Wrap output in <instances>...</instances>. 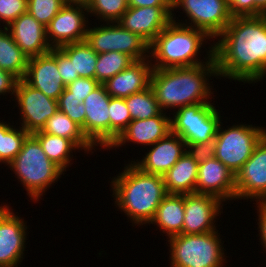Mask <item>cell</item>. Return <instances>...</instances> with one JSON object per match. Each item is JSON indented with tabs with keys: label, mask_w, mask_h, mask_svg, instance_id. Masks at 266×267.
<instances>
[{
	"label": "cell",
	"mask_w": 266,
	"mask_h": 267,
	"mask_svg": "<svg viewBox=\"0 0 266 267\" xmlns=\"http://www.w3.org/2000/svg\"><path fill=\"white\" fill-rule=\"evenodd\" d=\"M186 151L198 164L206 162L215 157V138L207 142L186 144Z\"/></svg>",
	"instance_id": "cell-39"
},
{
	"label": "cell",
	"mask_w": 266,
	"mask_h": 267,
	"mask_svg": "<svg viewBox=\"0 0 266 267\" xmlns=\"http://www.w3.org/2000/svg\"><path fill=\"white\" fill-rule=\"evenodd\" d=\"M184 222V195L167 194L149 223L157 225L168 238L182 234Z\"/></svg>",
	"instance_id": "cell-25"
},
{
	"label": "cell",
	"mask_w": 266,
	"mask_h": 267,
	"mask_svg": "<svg viewBox=\"0 0 266 267\" xmlns=\"http://www.w3.org/2000/svg\"><path fill=\"white\" fill-rule=\"evenodd\" d=\"M4 121V136H2L0 164L8 166L22 149L23 142L29 135L22 127L10 125Z\"/></svg>",
	"instance_id": "cell-32"
},
{
	"label": "cell",
	"mask_w": 266,
	"mask_h": 267,
	"mask_svg": "<svg viewBox=\"0 0 266 267\" xmlns=\"http://www.w3.org/2000/svg\"><path fill=\"white\" fill-rule=\"evenodd\" d=\"M99 85L95 79L79 77L65 88L68 90V97H75L82 103Z\"/></svg>",
	"instance_id": "cell-38"
},
{
	"label": "cell",
	"mask_w": 266,
	"mask_h": 267,
	"mask_svg": "<svg viewBox=\"0 0 266 267\" xmlns=\"http://www.w3.org/2000/svg\"><path fill=\"white\" fill-rule=\"evenodd\" d=\"M105 24L97 26L96 23V27L87 30L85 41L96 53L122 52L135 61L149 58V44L138 34L126 30L118 22Z\"/></svg>",
	"instance_id": "cell-10"
},
{
	"label": "cell",
	"mask_w": 266,
	"mask_h": 267,
	"mask_svg": "<svg viewBox=\"0 0 266 267\" xmlns=\"http://www.w3.org/2000/svg\"><path fill=\"white\" fill-rule=\"evenodd\" d=\"M110 95L103 84L93 90L82 102L86 109L85 136L96 147L110 148Z\"/></svg>",
	"instance_id": "cell-16"
},
{
	"label": "cell",
	"mask_w": 266,
	"mask_h": 267,
	"mask_svg": "<svg viewBox=\"0 0 266 267\" xmlns=\"http://www.w3.org/2000/svg\"><path fill=\"white\" fill-rule=\"evenodd\" d=\"M222 205V206H221ZM223 201L209 194H184L182 234L216 231V219L223 212ZM220 213V214H219Z\"/></svg>",
	"instance_id": "cell-15"
},
{
	"label": "cell",
	"mask_w": 266,
	"mask_h": 267,
	"mask_svg": "<svg viewBox=\"0 0 266 267\" xmlns=\"http://www.w3.org/2000/svg\"><path fill=\"white\" fill-rule=\"evenodd\" d=\"M57 66L65 86L79 78V76H74L73 63L59 48H57Z\"/></svg>",
	"instance_id": "cell-40"
},
{
	"label": "cell",
	"mask_w": 266,
	"mask_h": 267,
	"mask_svg": "<svg viewBox=\"0 0 266 267\" xmlns=\"http://www.w3.org/2000/svg\"><path fill=\"white\" fill-rule=\"evenodd\" d=\"M195 193L209 194L221 199L235 200V174L216 157L200 163Z\"/></svg>",
	"instance_id": "cell-19"
},
{
	"label": "cell",
	"mask_w": 266,
	"mask_h": 267,
	"mask_svg": "<svg viewBox=\"0 0 266 267\" xmlns=\"http://www.w3.org/2000/svg\"><path fill=\"white\" fill-rule=\"evenodd\" d=\"M172 8V21L204 31L213 42L232 20L228 0H173ZM177 8L183 9L188 20H176Z\"/></svg>",
	"instance_id": "cell-9"
},
{
	"label": "cell",
	"mask_w": 266,
	"mask_h": 267,
	"mask_svg": "<svg viewBox=\"0 0 266 267\" xmlns=\"http://www.w3.org/2000/svg\"><path fill=\"white\" fill-rule=\"evenodd\" d=\"M166 114L167 112L161 111L157 116L148 119L132 120L108 150L113 148L116 150V148L125 146L130 142L141 146L144 145V148L154 145L171 132V114L168 116Z\"/></svg>",
	"instance_id": "cell-21"
},
{
	"label": "cell",
	"mask_w": 266,
	"mask_h": 267,
	"mask_svg": "<svg viewBox=\"0 0 266 267\" xmlns=\"http://www.w3.org/2000/svg\"><path fill=\"white\" fill-rule=\"evenodd\" d=\"M214 59L220 77L249 84L266 78V15L232 17L216 38Z\"/></svg>",
	"instance_id": "cell-1"
},
{
	"label": "cell",
	"mask_w": 266,
	"mask_h": 267,
	"mask_svg": "<svg viewBox=\"0 0 266 267\" xmlns=\"http://www.w3.org/2000/svg\"><path fill=\"white\" fill-rule=\"evenodd\" d=\"M199 164L187 153L163 175L167 194H192L195 186Z\"/></svg>",
	"instance_id": "cell-24"
},
{
	"label": "cell",
	"mask_w": 266,
	"mask_h": 267,
	"mask_svg": "<svg viewBox=\"0 0 266 267\" xmlns=\"http://www.w3.org/2000/svg\"><path fill=\"white\" fill-rule=\"evenodd\" d=\"M235 184V200L266 201V134L236 173Z\"/></svg>",
	"instance_id": "cell-14"
},
{
	"label": "cell",
	"mask_w": 266,
	"mask_h": 267,
	"mask_svg": "<svg viewBox=\"0 0 266 267\" xmlns=\"http://www.w3.org/2000/svg\"><path fill=\"white\" fill-rule=\"evenodd\" d=\"M212 76L219 79L214 58L206 64L192 67L153 69L150 87L160 109L165 112L167 109L212 102L214 91H211L212 82H209Z\"/></svg>",
	"instance_id": "cell-2"
},
{
	"label": "cell",
	"mask_w": 266,
	"mask_h": 267,
	"mask_svg": "<svg viewBox=\"0 0 266 267\" xmlns=\"http://www.w3.org/2000/svg\"><path fill=\"white\" fill-rule=\"evenodd\" d=\"M18 79L11 73L0 69V96L10 93V96H15V88Z\"/></svg>",
	"instance_id": "cell-43"
},
{
	"label": "cell",
	"mask_w": 266,
	"mask_h": 267,
	"mask_svg": "<svg viewBox=\"0 0 266 267\" xmlns=\"http://www.w3.org/2000/svg\"><path fill=\"white\" fill-rule=\"evenodd\" d=\"M109 118L111 147V145L119 138L132 121L124 98L110 97Z\"/></svg>",
	"instance_id": "cell-34"
},
{
	"label": "cell",
	"mask_w": 266,
	"mask_h": 267,
	"mask_svg": "<svg viewBox=\"0 0 266 267\" xmlns=\"http://www.w3.org/2000/svg\"><path fill=\"white\" fill-rule=\"evenodd\" d=\"M59 49L73 63L74 76L95 79L98 53L86 41L66 44Z\"/></svg>",
	"instance_id": "cell-29"
},
{
	"label": "cell",
	"mask_w": 266,
	"mask_h": 267,
	"mask_svg": "<svg viewBox=\"0 0 266 267\" xmlns=\"http://www.w3.org/2000/svg\"><path fill=\"white\" fill-rule=\"evenodd\" d=\"M135 60L122 52L111 51L98 54L95 80L100 84L129 67Z\"/></svg>",
	"instance_id": "cell-30"
},
{
	"label": "cell",
	"mask_w": 266,
	"mask_h": 267,
	"mask_svg": "<svg viewBox=\"0 0 266 267\" xmlns=\"http://www.w3.org/2000/svg\"><path fill=\"white\" fill-rule=\"evenodd\" d=\"M220 122L216 141L215 157L228 167L235 175L250 158L255 146L266 134L265 127L252 124H235L227 129Z\"/></svg>",
	"instance_id": "cell-7"
},
{
	"label": "cell",
	"mask_w": 266,
	"mask_h": 267,
	"mask_svg": "<svg viewBox=\"0 0 266 267\" xmlns=\"http://www.w3.org/2000/svg\"><path fill=\"white\" fill-rule=\"evenodd\" d=\"M8 167L35 203L62 174L64 176V171L46 156L33 134L26 137L22 149Z\"/></svg>",
	"instance_id": "cell-5"
},
{
	"label": "cell",
	"mask_w": 266,
	"mask_h": 267,
	"mask_svg": "<svg viewBox=\"0 0 266 267\" xmlns=\"http://www.w3.org/2000/svg\"><path fill=\"white\" fill-rule=\"evenodd\" d=\"M58 110L66 114L72 121L76 122L82 127L85 134V115L86 109L83 103L79 102V99L75 97H68V90L64 88L63 93L59 96Z\"/></svg>",
	"instance_id": "cell-36"
},
{
	"label": "cell",
	"mask_w": 266,
	"mask_h": 267,
	"mask_svg": "<svg viewBox=\"0 0 266 267\" xmlns=\"http://www.w3.org/2000/svg\"><path fill=\"white\" fill-rule=\"evenodd\" d=\"M130 7L172 6V0H130Z\"/></svg>",
	"instance_id": "cell-44"
},
{
	"label": "cell",
	"mask_w": 266,
	"mask_h": 267,
	"mask_svg": "<svg viewBox=\"0 0 266 267\" xmlns=\"http://www.w3.org/2000/svg\"><path fill=\"white\" fill-rule=\"evenodd\" d=\"M2 136H4V121L0 120V151H1Z\"/></svg>",
	"instance_id": "cell-46"
},
{
	"label": "cell",
	"mask_w": 266,
	"mask_h": 267,
	"mask_svg": "<svg viewBox=\"0 0 266 267\" xmlns=\"http://www.w3.org/2000/svg\"><path fill=\"white\" fill-rule=\"evenodd\" d=\"M6 28L28 58L46 54L52 49L47 40L46 27L28 12L19 16Z\"/></svg>",
	"instance_id": "cell-22"
},
{
	"label": "cell",
	"mask_w": 266,
	"mask_h": 267,
	"mask_svg": "<svg viewBox=\"0 0 266 267\" xmlns=\"http://www.w3.org/2000/svg\"><path fill=\"white\" fill-rule=\"evenodd\" d=\"M0 205V267H18L24 259L27 225L14 209Z\"/></svg>",
	"instance_id": "cell-13"
},
{
	"label": "cell",
	"mask_w": 266,
	"mask_h": 267,
	"mask_svg": "<svg viewBox=\"0 0 266 267\" xmlns=\"http://www.w3.org/2000/svg\"><path fill=\"white\" fill-rule=\"evenodd\" d=\"M28 59L14 42L9 30L5 27L0 28V69L21 80L25 76Z\"/></svg>",
	"instance_id": "cell-27"
},
{
	"label": "cell",
	"mask_w": 266,
	"mask_h": 267,
	"mask_svg": "<svg viewBox=\"0 0 266 267\" xmlns=\"http://www.w3.org/2000/svg\"><path fill=\"white\" fill-rule=\"evenodd\" d=\"M23 80L44 95L58 100L66 87L57 66V48L28 59Z\"/></svg>",
	"instance_id": "cell-18"
},
{
	"label": "cell",
	"mask_w": 266,
	"mask_h": 267,
	"mask_svg": "<svg viewBox=\"0 0 266 267\" xmlns=\"http://www.w3.org/2000/svg\"><path fill=\"white\" fill-rule=\"evenodd\" d=\"M266 15V0H255V16Z\"/></svg>",
	"instance_id": "cell-45"
},
{
	"label": "cell",
	"mask_w": 266,
	"mask_h": 267,
	"mask_svg": "<svg viewBox=\"0 0 266 267\" xmlns=\"http://www.w3.org/2000/svg\"><path fill=\"white\" fill-rule=\"evenodd\" d=\"M88 14L85 1L68 0L46 26V36L51 48L85 41L88 25L91 24L88 22Z\"/></svg>",
	"instance_id": "cell-11"
},
{
	"label": "cell",
	"mask_w": 266,
	"mask_h": 267,
	"mask_svg": "<svg viewBox=\"0 0 266 267\" xmlns=\"http://www.w3.org/2000/svg\"><path fill=\"white\" fill-rule=\"evenodd\" d=\"M232 17L255 16V0H228Z\"/></svg>",
	"instance_id": "cell-41"
},
{
	"label": "cell",
	"mask_w": 266,
	"mask_h": 267,
	"mask_svg": "<svg viewBox=\"0 0 266 267\" xmlns=\"http://www.w3.org/2000/svg\"><path fill=\"white\" fill-rule=\"evenodd\" d=\"M41 132L67 138L79 148V151L83 149L87 154L93 153L91 150L96 149L83 133L82 127L60 110L46 121Z\"/></svg>",
	"instance_id": "cell-26"
},
{
	"label": "cell",
	"mask_w": 266,
	"mask_h": 267,
	"mask_svg": "<svg viewBox=\"0 0 266 267\" xmlns=\"http://www.w3.org/2000/svg\"><path fill=\"white\" fill-rule=\"evenodd\" d=\"M218 231L167 238L170 267H223L227 262Z\"/></svg>",
	"instance_id": "cell-6"
},
{
	"label": "cell",
	"mask_w": 266,
	"mask_h": 267,
	"mask_svg": "<svg viewBox=\"0 0 266 267\" xmlns=\"http://www.w3.org/2000/svg\"><path fill=\"white\" fill-rule=\"evenodd\" d=\"M14 100L20 110L19 124L29 134L41 131L46 121L58 111L57 100L44 95L23 79L16 84Z\"/></svg>",
	"instance_id": "cell-12"
},
{
	"label": "cell",
	"mask_w": 266,
	"mask_h": 267,
	"mask_svg": "<svg viewBox=\"0 0 266 267\" xmlns=\"http://www.w3.org/2000/svg\"><path fill=\"white\" fill-rule=\"evenodd\" d=\"M255 207H257V213H258V232H259V242L263 246L262 248H265L266 250V201H256ZM266 253V252H265Z\"/></svg>",
	"instance_id": "cell-42"
},
{
	"label": "cell",
	"mask_w": 266,
	"mask_h": 267,
	"mask_svg": "<svg viewBox=\"0 0 266 267\" xmlns=\"http://www.w3.org/2000/svg\"><path fill=\"white\" fill-rule=\"evenodd\" d=\"M172 6L130 7L117 21L148 44L172 21Z\"/></svg>",
	"instance_id": "cell-17"
},
{
	"label": "cell",
	"mask_w": 266,
	"mask_h": 267,
	"mask_svg": "<svg viewBox=\"0 0 266 267\" xmlns=\"http://www.w3.org/2000/svg\"><path fill=\"white\" fill-rule=\"evenodd\" d=\"M207 39L210 41L204 31L171 21L149 44L153 69L192 67L210 62L214 58V43L208 47L204 61L197 58L201 56L204 43H208Z\"/></svg>",
	"instance_id": "cell-4"
},
{
	"label": "cell",
	"mask_w": 266,
	"mask_h": 267,
	"mask_svg": "<svg viewBox=\"0 0 266 267\" xmlns=\"http://www.w3.org/2000/svg\"><path fill=\"white\" fill-rule=\"evenodd\" d=\"M149 152L139 161H132L146 173L163 176L186 152L185 141L177 134L170 132L166 137L150 146Z\"/></svg>",
	"instance_id": "cell-20"
},
{
	"label": "cell",
	"mask_w": 266,
	"mask_h": 267,
	"mask_svg": "<svg viewBox=\"0 0 266 267\" xmlns=\"http://www.w3.org/2000/svg\"><path fill=\"white\" fill-rule=\"evenodd\" d=\"M116 176L110 182L116 207L132 224L149 225L167 195L163 176L146 173L132 161Z\"/></svg>",
	"instance_id": "cell-3"
},
{
	"label": "cell",
	"mask_w": 266,
	"mask_h": 267,
	"mask_svg": "<svg viewBox=\"0 0 266 267\" xmlns=\"http://www.w3.org/2000/svg\"><path fill=\"white\" fill-rule=\"evenodd\" d=\"M152 71L153 66L149 58L138 60L103 85L111 97L126 98L150 86Z\"/></svg>",
	"instance_id": "cell-23"
},
{
	"label": "cell",
	"mask_w": 266,
	"mask_h": 267,
	"mask_svg": "<svg viewBox=\"0 0 266 267\" xmlns=\"http://www.w3.org/2000/svg\"><path fill=\"white\" fill-rule=\"evenodd\" d=\"M124 99L130 112L131 120L148 119L157 116L162 111L150 86Z\"/></svg>",
	"instance_id": "cell-31"
},
{
	"label": "cell",
	"mask_w": 266,
	"mask_h": 267,
	"mask_svg": "<svg viewBox=\"0 0 266 267\" xmlns=\"http://www.w3.org/2000/svg\"><path fill=\"white\" fill-rule=\"evenodd\" d=\"M87 10L100 22H117L128 9L126 0H85Z\"/></svg>",
	"instance_id": "cell-33"
},
{
	"label": "cell",
	"mask_w": 266,
	"mask_h": 267,
	"mask_svg": "<svg viewBox=\"0 0 266 267\" xmlns=\"http://www.w3.org/2000/svg\"><path fill=\"white\" fill-rule=\"evenodd\" d=\"M28 0H0V27H8L19 16L27 12ZM5 24V25H4Z\"/></svg>",
	"instance_id": "cell-37"
},
{
	"label": "cell",
	"mask_w": 266,
	"mask_h": 267,
	"mask_svg": "<svg viewBox=\"0 0 266 267\" xmlns=\"http://www.w3.org/2000/svg\"><path fill=\"white\" fill-rule=\"evenodd\" d=\"M68 0H28L27 12L45 27Z\"/></svg>",
	"instance_id": "cell-35"
},
{
	"label": "cell",
	"mask_w": 266,
	"mask_h": 267,
	"mask_svg": "<svg viewBox=\"0 0 266 267\" xmlns=\"http://www.w3.org/2000/svg\"><path fill=\"white\" fill-rule=\"evenodd\" d=\"M172 111L171 132L186 144L207 142L216 137L222 116L214 103H197Z\"/></svg>",
	"instance_id": "cell-8"
},
{
	"label": "cell",
	"mask_w": 266,
	"mask_h": 267,
	"mask_svg": "<svg viewBox=\"0 0 266 267\" xmlns=\"http://www.w3.org/2000/svg\"><path fill=\"white\" fill-rule=\"evenodd\" d=\"M33 135L38 139L46 156L64 172L71 166L72 153L79 150L71 140L41 131L34 132Z\"/></svg>",
	"instance_id": "cell-28"
}]
</instances>
